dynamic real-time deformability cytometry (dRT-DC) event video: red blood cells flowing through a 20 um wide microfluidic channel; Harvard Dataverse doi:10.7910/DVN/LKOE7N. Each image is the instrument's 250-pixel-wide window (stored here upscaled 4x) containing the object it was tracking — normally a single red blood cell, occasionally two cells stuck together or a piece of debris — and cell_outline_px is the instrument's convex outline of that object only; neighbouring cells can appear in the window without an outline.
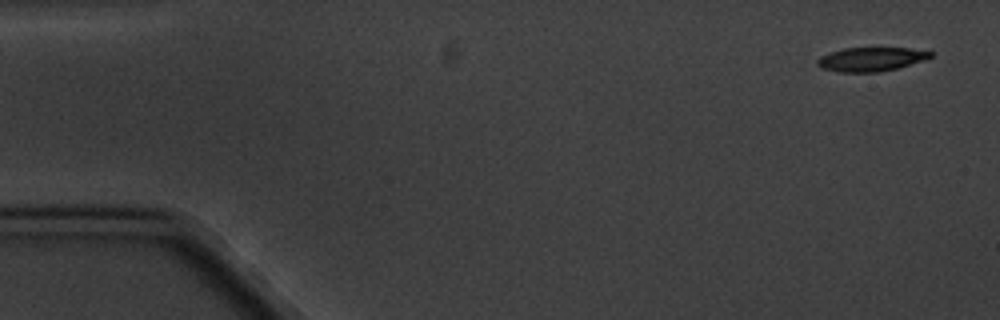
{"species": "common noctule bat (a hibernating species)", "species_latin": "Nyctalus noctula", "temperature_condition": "cold", "stored_images_in_passage": 5, "camera_frame_rate_fps": 3000, "um_per_image_px": 0.085, "animal": {"sex": "male", "body_mass_g": 20.1, "forearm_length_mm": 53.5}, "frame": {"image": 1, "passage_image": 1, "time_ms": 0.0, "image_size_px": [1000, 320], "cell_outline_px": [[932, 56], [896, 68], [880, 72], [840, 72], [820, 68], [816, 64], [816, 60], [820, 56], [844, 48], [908, 48], [932, 52]], "centroid_in_image_um": [73.94, 5.04], "position_along_channel_um": 11.1, "area_um2": 15.49}}
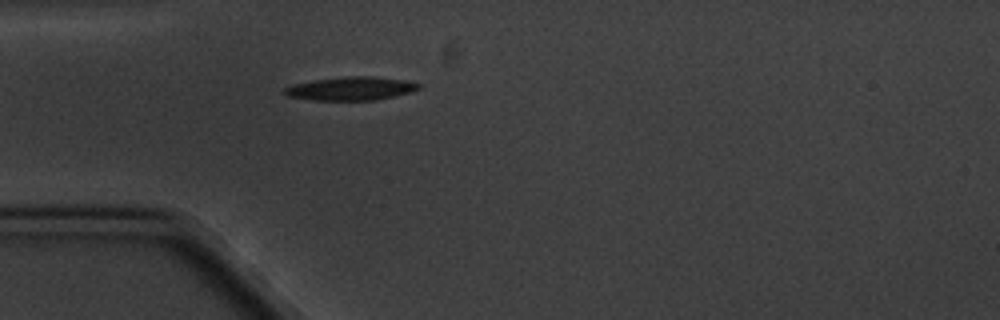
{"frame": {"image": 2, "passage_image": 5, "time_ms": 4.667, "image_size_px": [1000, 320], "cell_outline_px": [[420, 88], [412, 92], [396, 96], [376, 100], [316, 100], [288, 96], [280, 92], [284, 88], [292, 84], [312, 80], [344, 76], [372, 76], [404, 80], [420, 84]], "centroid_in_image_um": [29.8, 7.52], "position_along_channel_um": 55.2, "area_um2": 18.5}}